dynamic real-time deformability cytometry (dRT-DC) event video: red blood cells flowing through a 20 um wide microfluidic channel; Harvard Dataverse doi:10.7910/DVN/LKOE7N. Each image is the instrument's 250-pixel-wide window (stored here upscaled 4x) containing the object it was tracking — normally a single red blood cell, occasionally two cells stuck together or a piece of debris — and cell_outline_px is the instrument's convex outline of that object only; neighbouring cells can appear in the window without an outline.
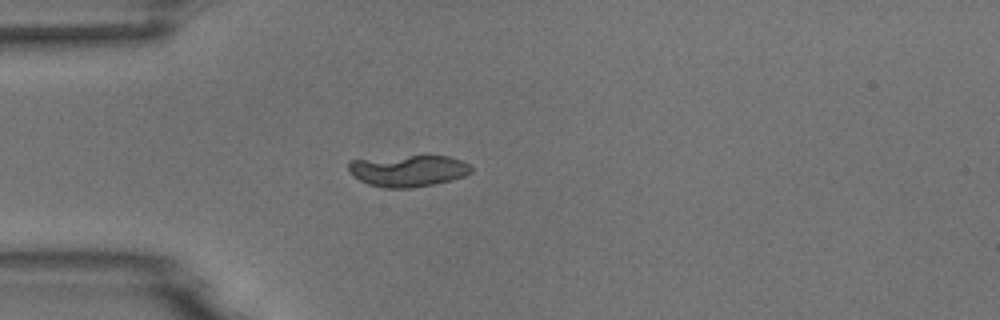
{"species": "common noctule bat (a hibernating species)", "species_latin": "Nyctalus noctula", "temperature_condition": "room temperature", "stored_images_in_passage": 4, "camera_frame_rate_fps": 3000, "um_per_image_px": 0.085, "animal": {"sex": "male", "body_mass_g": 18.8}, "frame": {"image": 1, "passage_image": 4, "time_ms": 4.333, "image_size_px": [1000, 320], "cell_outline_px": [[472, 172], [464, 176], [452, 180], [436, 184], [412, 188], [384, 188], [368, 184], [352, 176], [348, 172], [348, 160], [408, 156], [448, 156], [460, 160], [468, 164], [472, 168]], "centroid_in_image_um": [34.67, 14.52], "position_along_channel_um": 50.3, "area_um2": 22.72}}